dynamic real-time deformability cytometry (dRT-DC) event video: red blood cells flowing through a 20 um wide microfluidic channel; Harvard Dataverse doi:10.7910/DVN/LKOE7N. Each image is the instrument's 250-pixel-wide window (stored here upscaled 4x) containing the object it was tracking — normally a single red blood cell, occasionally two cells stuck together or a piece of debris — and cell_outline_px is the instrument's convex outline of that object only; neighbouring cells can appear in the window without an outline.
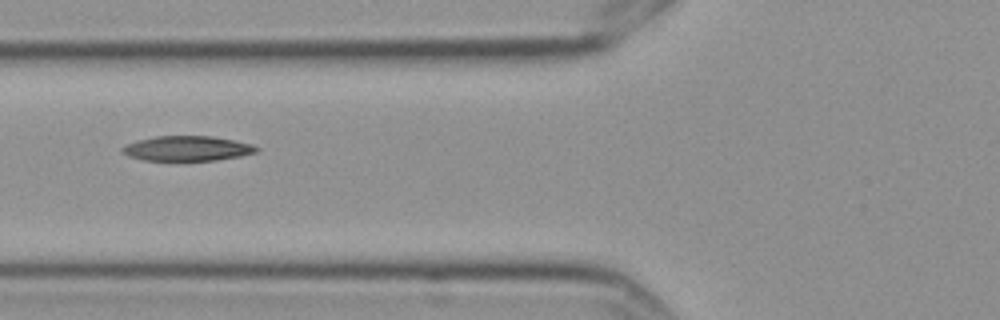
{"species": "Egyptian fruit bat (a non-hibernating species)", "species_latin": "Rousettus aegyptiacus", "temperature_condition": "cold", "stored_images_in_passage": 2, "camera_frame_rate_fps": 3000, "um_per_image_px": 0.085, "frame": {"image": 1, "passage_image": 2, "time_ms": 0.333, "image_size_px": [1000, 320], "cell_outline_px": [[260, 148], [256, 152], [240, 156], [216, 160], [144, 160], [128, 156], [120, 148], [124, 144], [136, 140], [156, 136], [212, 136], [236, 140], [252, 144]], "centroid_in_image_um": [15.91, 12.6], "position_along_channel_um": 109.9, "area_um2": 19.54}}